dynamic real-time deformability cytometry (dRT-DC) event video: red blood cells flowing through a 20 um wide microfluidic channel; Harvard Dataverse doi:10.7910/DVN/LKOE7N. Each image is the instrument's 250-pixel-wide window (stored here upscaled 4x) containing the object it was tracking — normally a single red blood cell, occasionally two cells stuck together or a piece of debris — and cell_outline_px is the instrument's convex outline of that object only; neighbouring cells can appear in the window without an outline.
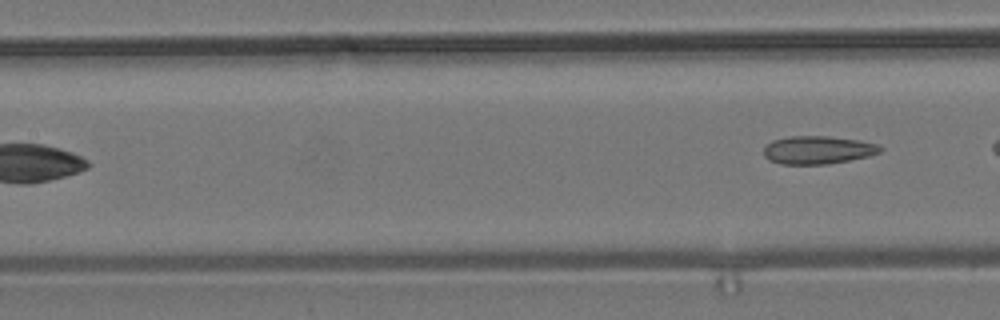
{"species": "common noctule bat (a hibernating species)", "species_latin": "Nyctalus noctula", "temperature_condition": "room temperature", "stored_images_in_passage": 7, "segment_of_instrument_passage": [2, 2], "camera_frame_rate_fps": 3000, "um_per_image_px": 0.085, "animal": {"sex": "male", "body_mass_g": 19.2, "forearm_length_mm": 51.8}, "frame": {"image": 1, "passage_image": 7, "time_ms": 7.0, "image_size_px": [1000, 320], "cell_outline_px": [[884, 148], [880, 152], [868, 156], [828, 164], [780, 164], [768, 160], [764, 156], [764, 148], [772, 140], [788, 136], [828, 136], [860, 140], [876, 144]], "centroid_in_image_um": [69.5, 12.74], "position_along_channel_um": 137.9, "area_um2": 19.07}}